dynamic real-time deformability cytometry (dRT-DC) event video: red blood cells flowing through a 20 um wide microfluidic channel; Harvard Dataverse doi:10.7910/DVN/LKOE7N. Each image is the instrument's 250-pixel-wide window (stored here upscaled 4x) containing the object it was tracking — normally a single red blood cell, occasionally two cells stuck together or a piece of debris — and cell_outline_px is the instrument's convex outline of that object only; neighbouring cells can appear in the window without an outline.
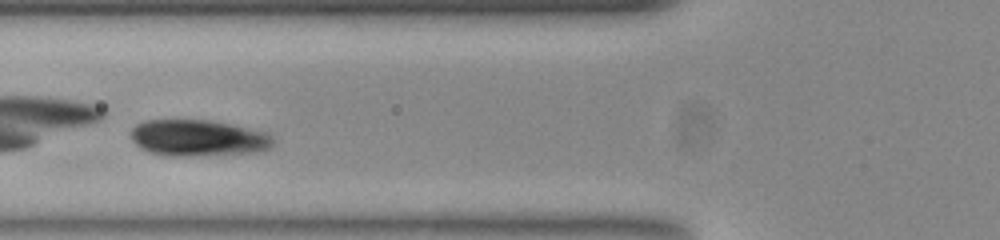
{"species": "common noctule bat (a hibernating species)", "species_latin": "Nyctalus noctula", "temperature_condition": "room temperature", "stored_images_in_passage": 41, "camera_frame_rate_fps": 3000, "um_per_image_px": 0.085, "animal": {"sex": "female", "body_mass_g": 23.0, "forearm_length_mm": 53.4}, "frame": {"image": 1, "passage_image": 12, "time_ms": 3.667, "image_size_px": [1000, 240], "cell_outline_px": [[272, 144], [268, 148], [256, 152], [188, 156], [164, 156], [148, 152], [140, 148], [132, 140], [132, 128], [136, 124], [144, 120], [212, 120], [232, 124], [268, 132], [272, 136]], "centroid_in_image_um": [16.82, 11.72], "position_along_channel_um": 109.0, "area_um2": 30.29}}